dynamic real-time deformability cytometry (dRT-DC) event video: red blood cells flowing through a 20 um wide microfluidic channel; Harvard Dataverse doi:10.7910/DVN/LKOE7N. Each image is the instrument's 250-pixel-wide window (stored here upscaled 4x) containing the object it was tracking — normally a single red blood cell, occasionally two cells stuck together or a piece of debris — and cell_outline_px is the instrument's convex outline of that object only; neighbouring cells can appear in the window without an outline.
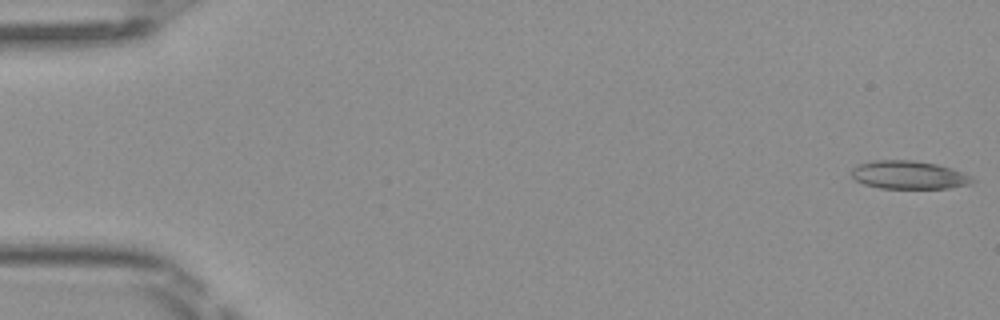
{"species": "Egyptian fruit bat (a non-hibernating species)", "species_latin": "Rousettus aegyptiacus", "temperature_condition": "room temperature", "stored_images_in_passage": 4, "camera_frame_rate_fps": 3000, "um_per_image_px": 0.085, "frame": {"image": 1, "passage_image": 1, "time_ms": 0.0, "image_size_px": [1000, 320], "cell_outline_px": [[976, 180], [968, 184], [948, 188], [880, 188], [864, 184], [856, 180], [852, 176], [852, 168], [856, 164], [872, 160], [912, 160], [936, 164], [952, 168], [972, 176]], "centroid_in_image_um": [77.23, 14.86], "position_along_channel_um": 7.8, "area_um2": 19.88}}
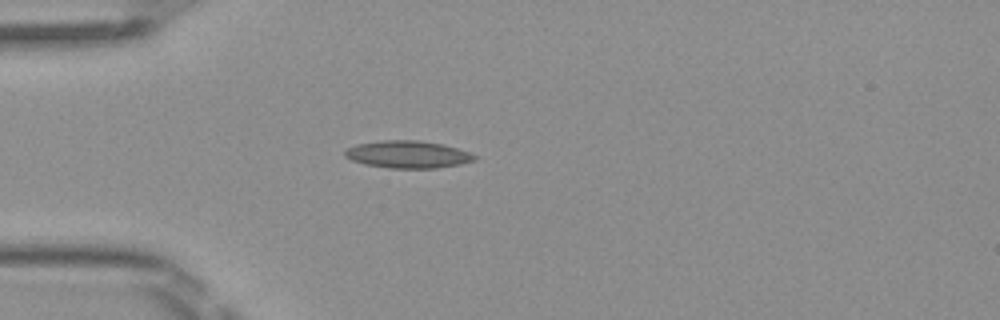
{"frame": {"image": 2, "passage_image": 4, "time_ms": 1.0, "image_size_px": [1000, 320], "cell_outline_px": [[476, 160], [460, 164], [436, 168], [388, 168], [364, 164], [352, 160], [344, 156], [344, 152], [348, 148], [356, 144], [380, 140], [420, 140], [444, 144], [468, 152], [476, 156]], "centroid_in_image_um": [34.64, 13.12], "position_along_channel_um": 50.4, "area_um2": 20.69}}